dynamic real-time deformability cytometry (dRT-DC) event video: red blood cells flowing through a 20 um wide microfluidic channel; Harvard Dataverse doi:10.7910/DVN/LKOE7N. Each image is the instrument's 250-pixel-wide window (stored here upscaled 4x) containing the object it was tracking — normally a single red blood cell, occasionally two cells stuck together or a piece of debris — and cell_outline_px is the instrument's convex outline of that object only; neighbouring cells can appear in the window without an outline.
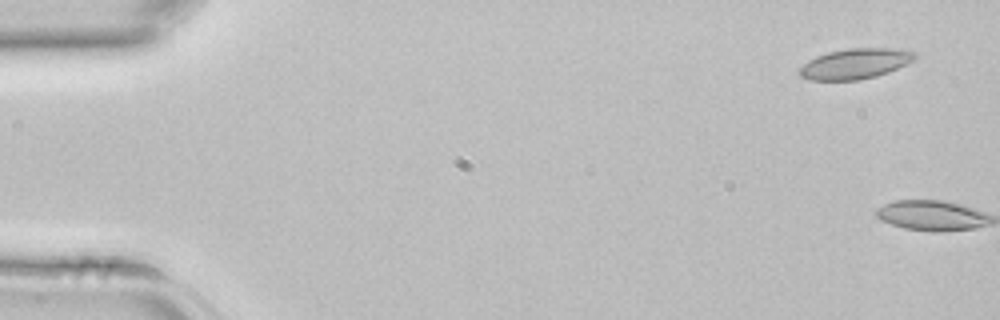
{"species": "common noctule bat (a hibernating species)", "species_latin": "Nyctalus noctula", "temperature_condition": "room temperature", "stored_images_in_passage": 3, "camera_frame_rate_fps": 3000, "um_per_image_px": 0.085, "animal": {"sex": "female", "body_mass_g": 22.7, "forearm_length_mm": 54.2}, "frame": {"image": 1, "passage_image": 1, "time_ms": 0.0, "image_size_px": [1000, 320], "cell_outline_px": [[916, 56], [912, 60], [888, 72], [876, 76], [860, 80], [808, 80], [800, 76], [800, 68], [808, 60], [816, 56], [828, 52], [848, 48], [900, 48], [916, 52]], "centroid_in_image_um": [72.68, 5.41], "position_along_channel_um": 12.3, "area_um2": 20.35}}